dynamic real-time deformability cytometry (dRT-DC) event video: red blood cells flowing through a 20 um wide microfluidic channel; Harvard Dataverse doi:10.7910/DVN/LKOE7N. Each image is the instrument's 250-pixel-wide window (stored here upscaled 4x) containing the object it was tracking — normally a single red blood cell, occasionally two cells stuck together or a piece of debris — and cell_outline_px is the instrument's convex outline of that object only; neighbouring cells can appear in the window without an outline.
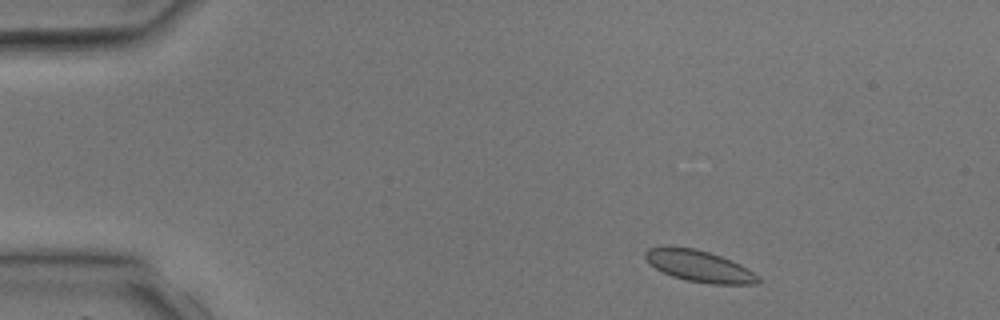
{"species": "common noctule bat (a hibernating species)", "species_latin": "Nyctalus noctula", "temperature_condition": "room temperature", "stored_images_in_passage": 4, "camera_frame_rate_fps": 3000, "um_per_image_px": 0.085, "animal": {"sex": "male", "body_mass_g": 17.9, "forearm_length_mm": 54.2}, "frame": {"image": 1, "passage_image": 1, "time_ms": 0.0, "image_size_px": [1000, 320], "cell_outline_px": [[760, 284], [712, 284], [688, 280], [672, 276], [656, 268], [644, 256], [644, 252], [648, 248], [696, 248], [720, 256], [740, 264], [748, 268], [760, 276]], "centroid_in_image_um": [59.52, 22.64], "position_along_channel_um": 25.5, "area_um2": 20.23}}
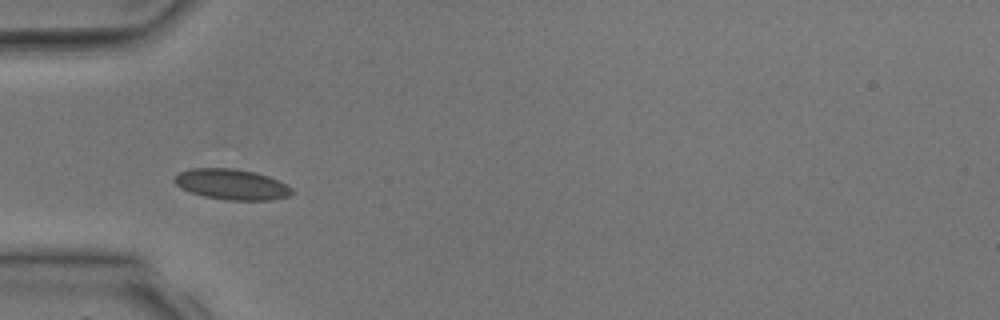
{"frame": {"image": 2, "passage_image": 3, "time_ms": 2.333, "image_size_px": [1000, 320], "cell_outline_px": [[292, 192], [288, 196], [272, 200], [228, 200], [204, 196], [180, 188], [172, 180], [180, 172], [192, 168], [236, 168], [256, 172], [268, 176], [292, 188]], "centroid_in_image_um": [19.67, 15.66], "position_along_channel_um": 65.3, "area_um2": 20.81}}